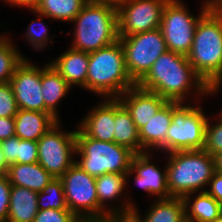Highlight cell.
<instances>
[{"mask_svg": "<svg viewBox=\"0 0 222 222\" xmlns=\"http://www.w3.org/2000/svg\"><path fill=\"white\" fill-rule=\"evenodd\" d=\"M137 85L157 93L167 102L197 103L204 96L208 97V85L195 72L187 56L169 50L155 60Z\"/></svg>", "mask_w": 222, "mask_h": 222, "instance_id": "obj_1", "label": "cell"}, {"mask_svg": "<svg viewBox=\"0 0 222 222\" xmlns=\"http://www.w3.org/2000/svg\"><path fill=\"white\" fill-rule=\"evenodd\" d=\"M187 58L208 85L207 95H218L222 90V12L211 7L200 18Z\"/></svg>", "mask_w": 222, "mask_h": 222, "instance_id": "obj_2", "label": "cell"}, {"mask_svg": "<svg viewBox=\"0 0 222 222\" xmlns=\"http://www.w3.org/2000/svg\"><path fill=\"white\" fill-rule=\"evenodd\" d=\"M136 83L129 76L119 39L89 53L86 90L100 98H118Z\"/></svg>", "mask_w": 222, "mask_h": 222, "instance_id": "obj_3", "label": "cell"}, {"mask_svg": "<svg viewBox=\"0 0 222 222\" xmlns=\"http://www.w3.org/2000/svg\"><path fill=\"white\" fill-rule=\"evenodd\" d=\"M166 156L167 187L171 197L184 198L195 192L206 191L216 172L215 157L204 149L180 150Z\"/></svg>", "mask_w": 222, "mask_h": 222, "instance_id": "obj_4", "label": "cell"}, {"mask_svg": "<svg viewBox=\"0 0 222 222\" xmlns=\"http://www.w3.org/2000/svg\"><path fill=\"white\" fill-rule=\"evenodd\" d=\"M72 49L93 52L118 40L117 8L86 3L73 19Z\"/></svg>", "mask_w": 222, "mask_h": 222, "instance_id": "obj_5", "label": "cell"}, {"mask_svg": "<svg viewBox=\"0 0 222 222\" xmlns=\"http://www.w3.org/2000/svg\"><path fill=\"white\" fill-rule=\"evenodd\" d=\"M75 163L93 177L107 173L127 174L134 153L115 142H105L88 137L78 126L76 130Z\"/></svg>", "mask_w": 222, "mask_h": 222, "instance_id": "obj_6", "label": "cell"}, {"mask_svg": "<svg viewBox=\"0 0 222 222\" xmlns=\"http://www.w3.org/2000/svg\"><path fill=\"white\" fill-rule=\"evenodd\" d=\"M196 102H172V122L165 140V154L180 150H202L205 145L206 111ZM194 104V105H193Z\"/></svg>", "mask_w": 222, "mask_h": 222, "instance_id": "obj_7", "label": "cell"}, {"mask_svg": "<svg viewBox=\"0 0 222 222\" xmlns=\"http://www.w3.org/2000/svg\"><path fill=\"white\" fill-rule=\"evenodd\" d=\"M211 7L203 2L199 14L195 16L182 0H168L162 11L160 26L167 49L187 56L193 43L195 27Z\"/></svg>", "mask_w": 222, "mask_h": 222, "instance_id": "obj_8", "label": "cell"}, {"mask_svg": "<svg viewBox=\"0 0 222 222\" xmlns=\"http://www.w3.org/2000/svg\"><path fill=\"white\" fill-rule=\"evenodd\" d=\"M57 121L37 140L38 163L54 178H60L76 161V130H63Z\"/></svg>", "mask_w": 222, "mask_h": 222, "instance_id": "obj_9", "label": "cell"}, {"mask_svg": "<svg viewBox=\"0 0 222 222\" xmlns=\"http://www.w3.org/2000/svg\"><path fill=\"white\" fill-rule=\"evenodd\" d=\"M67 208L82 222H99L96 178L74 163L61 177Z\"/></svg>", "mask_w": 222, "mask_h": 222, "instance_id": "obj_10", "label": "cell"}, {"mask_svg": "<svg viewBox=\"0 0 222 222\" xmlns=\"http://www.w3.org/2000/svg\"><path fill=\"white\" fill-rule=\"evenodd\" d=\"M131 79L137 84L151 69L155 60L168 49L160 28L118 37Z\"/></svg>", "mask_w": 222, "mask_h": 222, "instance_id": "obj_11", "label": "cell"}, {"mask_svg": "<svg viewBox=\"0 0 222 222\" xmlns=\"http://www.w3.org/2000/svg\"><path fill=\"white\" fill-rule=\"evenodd\" d=\"M168 0H124L117 7L118 37L160 28Z\"/></svg>", "mask_w": 222, "mask_h": 222, "instance_id": "obj_12", "label": "cell"}, {"mask_svg": "<svg viewBox=\"0 0 222 222\" xmlns=\"http://www.w3.org/2000/svg\"><path fill=\"white\" fill-rule=\"evenodd\" d=\"M9 83L19 109L45 112L41 92V66L25 57L16 67Z\"/></svg>", "mask_w": 222, "mask_h": 222, "instance_id": "obj_13", "label": "cell"}, {"mask_svg": "<svg viewBox=\"0 0 222 222\" xmlns=\"http://www.w3.org/2000/svg\"><path fill=\"white\" fill-rule=\"evenodd\" d=\"M127 188L126 174L107 173L96 177V190L99 202V222H106L112 216L132 214L136 203L131 200V197L129 199L128 195L122 196L126 195L124 192ZM109 202L110 204L108 205ZM116 202L121 203L115 204Z\"/></svg>", "mask_w": 222, "mask_h": 222, "instance_id": "obj_14", "label": "cell"}, {"mask_svg": "<svg viewBox=\"0 0 222 222\" xmlns=\"http://www.w3.org/2000/svg\"><path fill=\"white\" fill-rule=\"evenodd\" d=\"M152 154L155 156V152L134 154L131 160V168L126 174V186L129 187L128 182L133 177V182L146 191L148 196L154 199L171 198L167 187L166 164L164 169L158 168L157 165L152 162L154 159Z\"/></svg>", "mask_w": 222, "mask_h": 222, "instance_id": "obj_15", "label": "cell"}, {"mask_svg": "<svg viewBox=\"0 0 222 222\" xmlns=\"http://www.w3.org/2000/svg\"><path fill=\"white\" fill-rule=\"evenodd\" d=\"M118 99L130 113L138 130L167 102L157 93L140 88L137 84L126 90Z\"/></svg>", "mask_w": 222, "mask_h": 222, "instance_id": "obj_16", "label": "cell"}, {"mask_svg": "<svg viewBox=\"0 0 222 222\" xmlns=\"http://www.w3.org/2000/svg\"><path fill=\"white\" fill-rule=\"evenodd\" d=\"M101 101L89 109L90 111L77 126L88 137L99 141L114 142L115 98H104Z\"/></svg>", "mask_w": 222, "mask_h": 222, "instance_id": "obj_17", "label": "cell"}, {"mask_svg": "<svg viewBox=\"0 0 222 222\" xmlns=\"http://www.w3.org/2000/svg\"><path fill=\"white\" fill-rule=\"evenodd\" d=\"M171 122L172 102H166L148 123L139 129L141 150L165 153V140Z\"/></svg>", "mask_w": 222, "mask_h": 222, "instance_id": "obj_18", "label": "cell"}, {"mask_svg": "<svg viewBox=\"0 0 222 222\" xmlns=\"http://www.w3.org/2000/svg\"><path fill=\"white\" fill-rule=\"evenodd\" d=\"M49 63L72 88L80 87L86 90L89 53L69 47Z\"/></svg>", "mask_w": 222, "mask_h": 222, "instance_id": "obj_19", "label": "cell"}, {"mask_svg": "<svg viewBox=\"0 0 222 222\" xmlns=\"http://www.w3.org/2000/svg\"><path fill=\"white\" fill-rule=\"evenodd\" d=\"M41 92L45 102V113H50L58 121V103L70 93L73 88L60 76L48 62L41 66Z\"/></svg>", "mask_w": 222, "mask_h": 222, "instance_id": "obj_20", "label": "cell"}, {"mask_svg": "<svg viewBox=\"0 0 222 222\" xmlns=\"http://www.w3.org/2000/svg\"><path fill=\"white\" fill-rule=\"evenodd\" d=\"M149 206L146 213L140 214L136 205L132 215L138 222H184L186 221L185 204L183 198L171 197L168 199H156ZM143 216V217H142Z\"/></svg>", "mask_w": 222, "mask_h": 222, "instance_id": "obj_21", "label": "cell"}, {"mask_svg": "<svg viewBox=\"0 0 222 222\" xmlns=\"http://www.w3.org/2000/svg\"><path fill=\"white\" fill-rule=\"evenodd\" d=\"M57 121L50 113L19 109L14 116L15 135L23 140L37 141Z\"/></svg>", "mask_w": 222, "mask_h": 222, "instance_id": "obj_22", "label": "cell"}, {"mask_svg": "<svg viewBox=\"0 0 222 222\" xmlns=\"http://www.w3.org/2000/svg\"><path fill=\"white\" fill-rule=\"evenodd\" d=\"M12 186L41 192L54 177L38 163L12 164L5 173Z\"/></svg>", "mask_w": 222, "mask_h": 222, "instance_id": "obj_23", "label": "cell"}, {"mask_svg": "<svg viewBox=\"0 0 222 222\" xmlns=\"http://www.w3.org/2000/svg\"><path fill=\"white\" fill-rule=\"evenodd\" d=\"M38 213V192L11 186L7 222H33Z\"/></svg>", "mask_w": 222, "mask_h": 222, "instance_id": "obj_24", "label": "cell"}, {"mask_svg": "<svg viewBox=\"0 0 222 222\" xmlns=\"http://www.w3.org/2000/svg\"><path fill=\"white\" fill-rule=\"evenodd\" d=\"M183 201L187 221L211 222L222 215V205L206 191L186 195Z\"/></svg>", "mask_w": 222, "mask_h": 222, "instance_id": "obj_25", "label": "cell"}, {"mask_svg": "<svg viewBox=\"0 0 222 222\" xmlns=\"http://www.w3.org/2000/svg\"><path fill=\"white\" fill-rule=\"evenodd\" d=\"M114 142L128 148L134 154L144 153L141 150L139 130L132 120L130 113L118 98H115Z\"/></svg>", "mask_w": 222, "mask_h": 222, "instance_id": "obj_26", "label": "cell"}, {"mask_svg": "<svg viewBox=\"0 0 222 222\" xmlns=\"http://www.w3.org/2000/svg\"><path fill=\"white\" fill-rule=\"evenodd\" d=\"M7 164H32L38 162L37 141L23 140L16 135L0 142Z\"/></svg>", "mask_w": 222, "mask_h": 222, "instance_id": "obj_27", "label": "cell"}, {"mask_svg": "<svg viewBox=\"0 0 222 222\" xmlns=\"http://www.w3.org/2000/svg\"><path fill=\"white\" fill-rule=\"evenodd\" d=\"M86 3V0H40L33 10L51 18V22L67 23L73 21Z\"/></svg>", "mask_w": 222, "mask_h": 222, "instance_id": "obj_28", "label": "cell"}, {"mask_svg": "<svg viewBox=\"0 0 222 222\" xmlns=\"http://www.w3.org/2000/svg\"><path fill=\"white\" fill-rule=\"evenodd\" d=\"M9 36L6 32L0 33V84L11 80L16 67L25 58Z\"/></svg>", "mask_w": 222, "mask_h": 222, "instance_id": "obj_29", "label": "cell"}, {"mask_svg": "<svg viewBox=\"0 0 222 222\" xmlns=\"http://www.w3.org/2000/svg\"><path fill=\"white\" fill-rule=\"evenodd\" d=\"M44 209L69 210L60 178H54L38 192V210Z\"/></svg>", "mask_w": 222, "mask_h": 222, "instance_id": "obj_30", "label": "cell"}, {"mask_svg": "<svg viewBox=\"0 0 222 222\" xmlns=\"http://www.w3.org/2000/svg\"><path fill=\"white\" fill-rule=\"evenodd\" d=\"M33 14L37 15L36 20L33 19L32 22H30L28 27L26 28L25 31V39L28 41V44L32 46L37 51H42L45 49V47H48L50 45L49 43L52 42L54 43L53 39L54 35L49 34L48 31V26L49 24L46 25V22L44 21V15L35 12L33 9H30Z\"/></svg>", "mask_w": 222, "mask_h": 222, "instance_id": "obj_31", "label": "cell"}, {"mask_svg": "<svg viewBox=\"0 0 222 222\" xmlns=\"http://www.w3.org/2000/svg\"><path fill=\"white\" fill-rule=\"evenodd\" d=\"M215 116L213 117V119H216L214 121H211V117L208 118L205 128V145L203 149L211 156H215L222 151V117L218 114Z\"/></svg>", "mask_w": 222, "mask_h": 222, "instance_id": "obj_32", "label": "cell"}, {"mask_svg": "<svg viewBox=\"0 0 222 222\" xmlns=\"http://www.w3.org/2000/svg\"><path fill=\"white\" fill-rule=\"evenodd\" d=\"M18 110L11 84H0V117L13 118Z\"/></svg>", "mask_w": 222, "mask_h": 222, "instance_id": "obj_33", "label": "cell"}, {"mask_svg": "<svg viewBox=\"0 0 222 222\" xmlns=\"http://www.w3.org/2000/svg\"><path fill=\"white\" fill-rule=\"evenodd\" d=\"M33 222H82L70 210H38Z\"/></svg>", "mask_w": 222, "mask_h": 222, "instance_id": "obj_34", "label": "cell"}, {"mask_svg": "<svg viewBox=\"0 0 222 222\" xmlns=\"http://www.w3.org/2000/svg\"><path fill=\"white\" fill-rule=\"evenodd\" d=\"M11 186L6 174L0 175V222H7Z\"/></svg>", "mask_w": 222, "mask_h": 222, "instance_id": "obj_35", "label": "cell"}, {"mask_svg": "<svg viewBox=\"0 0 222 222\" xmlns=\"http://www.w3.org/2000/svg\"><path fill=\"white\" fill-rule=\"evenodd\" d=\"M206 192L222 205V174L215 172Z\"/></svg>", "mask_w": 222, "mask_h": 222, "instance_id": "obj_36", "label": "cell"}, {"mask_svg": "<svg viewBox=\"0 0 222 222\" xmlns=\"http://www.w3.org/2000/svg\"><path fill=\"white\" fill-rule=\"evenodd\" d=\"M15 135V122L13 118L0 117V142Z\"/></svg>", "mask_w": 222, "mask_h": 222, "instance_id": "obj_37", "label": "cell"}, {"mask_svg": "<svg viewBox=\"0 0 222 222\" xmlns=\"http://www.w3.org/2000/svg\"><path fill=\"white\" fill-rule=\"evenodd\" d=\"M3 3H8L9 6L34 9L40 0H1Z\"/></svg>", "mask_w": 222, "mask_h": 222, "instance_id": "obj_38", "label": "cell"}, {"mask_svg": "<svg viewBox=\"0 0 222 222\" xmlns=\"http://www.w3.org/2000/svg\"><path fill=\"white\" fill-rule=\"evenodd\" d=\"M106 222H138V220L131 215L112 216Z\"/></svg>", "mask_w": 222, "mask_h": 222, "instance_id": "obj_39", "label": "cell"}, {"mask_svg": "<svg viewBox=\"0 0 222 222\" xmlns=\"http://www.w3.org/2000/svg\"><path fill=\"white\" fill-rule=\"evenodd\" d=\"M124 0H86L87 3L91 4H107L114 7H118Z\"/></svg>", "mask_w": 222, "mask_h": 222, "instance_id": "obj_40", "label": "cell"}, {"mask_svg": "<svg viewBox=\"0 0 222 222\" xmlns=\"http://www.w3.org/2000/svg\"><path fill=\"white\" fill-rule=\"evenodd\" d=\"M214 157H215L216 172L222 174V151L219 152Z\"/></svg>", "mask_w": 222, "mask_h": 222, "instance_id": "obj_41", "label": "cell"}, {"mask_svg": "<svg viewBox=\"0 0 222 222\" xmlns=\"http://www.w3.org/2000/svg\"><path fill=\"white\" fill-rule=\"evenodd\" d=\"M8 167H9V165L6 162L4 154H3L2 150H1V147H0V170L3 173H6L7 170H8Z\"/></svg>", "mask_w": 222, "mask_h": 222, "instance_id": "obj_42", "label": "cell"}, {"mask_svg": "<svg viewBox=\"0 0 222 222\" xmlns=\"http://www.w3.org/2000/svg\"><path fill=\"white\" fill-rule=\"evenodd\" d=\"M219 12H222V0H218L213 6Z\"/></svg>", "mask_w": 222, "mask_h": 222, "instance_id": "obj_43", "label": "cell"}, {"mask_svg": "<svg viewBox=\"0 0 222 222\" xmlns=\"http://www.w3.org/2000/svg\"><path fill=\"white\" fill-rule=\"evenodd\" d=\"M218 0H204L205 3H208L209 5L213 6Z\"/></svg>", "mask_w": 222, "mask_h": 222, "instance_id": "obj_44", "label": "cell"}, {"mask_svg": "<svg viewBox=\"0 0 222 222\" xmlns=\"http://www.w3.org/2000/svg\"><path fill=\"white\" fill-rule=\"evenodd\" d=\"M211 222H222V215H221L219 218L214 219V220L211 221Z\"/></svg>", "mask_w": 222, "mask_h": 222, "instance_id": "obj_45", "label": "cell"}, {"mask_svg": "<svg viewBox=\"0 0 222 222\" xmlns=\"http://www.w3.org/2000/svg\"><path fill=\"white\" fill-rule=\"evenodd\" d=\"M218 115H219L220 117H222V108H221V110L218 112Z\"/></svg>", "mask_w": 222, "mask_h": 222, "instance_id": "obj_46", "label": "cell"}]
</instances>
